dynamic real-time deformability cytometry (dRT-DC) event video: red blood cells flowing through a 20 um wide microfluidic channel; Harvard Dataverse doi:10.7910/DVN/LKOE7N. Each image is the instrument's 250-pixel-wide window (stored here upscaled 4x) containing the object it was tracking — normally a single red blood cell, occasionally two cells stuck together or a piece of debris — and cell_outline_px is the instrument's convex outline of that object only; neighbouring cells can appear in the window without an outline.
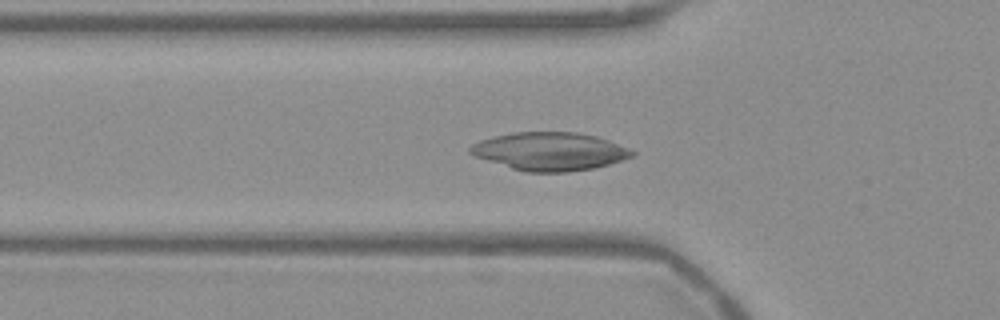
{"species": "Egyptian fruit bat (a non-hibernating species)", "species_latin": "Rousettus aegyptiacus", "temperature_condition": "warm", "stored_images_in_passage": 54, "camera_frame_rate_fps": 3000, "um_per_image_px": 0.085, "frame": {"image": 1, "passage_image": 18, "time_ms": 5.667, "image_size_px": [1000, 320], "cell_outline_px": [[636, 156], [608, 164], [592, 168], [568, 172], [528, 172], [512, 168], [476, 156], [468, 152], [468, 148], [472, 144], [480, 140], [492, 136], [512, 132], [576, 132], [596, 136], [608, 140], [628, 148], [636, 152]], "centroid_in_image_um": [46.74, 12.86], "position_along_channel_um": 79.1, "area_um2": 35.84}}
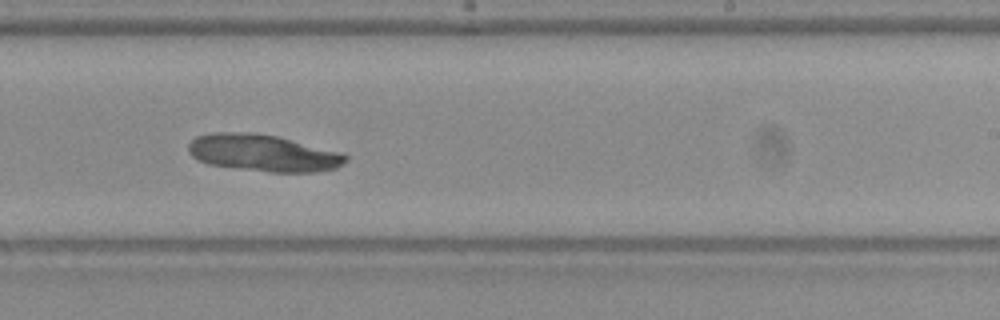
{"frame": {"image": 2, "passage_image": 33, "time_ms": 10.667, "image_size_px": [1000, 320], "cell_outline_px": [[348, 160], [344, 164], [336, 168], [316, 172], [268, 172], [208, 164], [192, 156], [188, 152], [188, 144], [196, 136], [212, 132], [252, 132], [276, 136], [344, 152], [348, 156]], "centroid_in_image_um": [22.4, 13.0], "position_along_channel_um": 266.6, "area_um2": 34.1}}
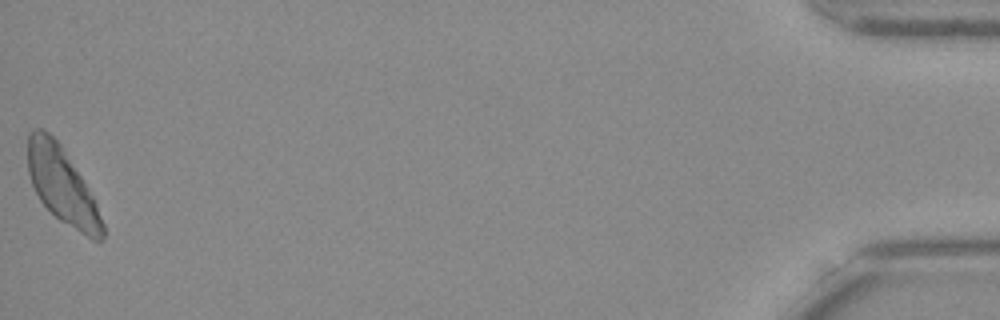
{"frame": {"image": 3, "passage_image": 54, "time_ms": 17.667, "image_size_px": [1000, 320], "cell_outline_px": [[104, 240], [92, 240], [60, 220], [40, 200], [32, 184], [28, 172], [28, 132], [32, 128], [40, 128], [48, 132], [60, 144], [96, 200], [104, 224]], "centroid_in_image_um": [5.3, 15.78], "position_along_channel_um": 429.9, "area_um2": 32.95}}